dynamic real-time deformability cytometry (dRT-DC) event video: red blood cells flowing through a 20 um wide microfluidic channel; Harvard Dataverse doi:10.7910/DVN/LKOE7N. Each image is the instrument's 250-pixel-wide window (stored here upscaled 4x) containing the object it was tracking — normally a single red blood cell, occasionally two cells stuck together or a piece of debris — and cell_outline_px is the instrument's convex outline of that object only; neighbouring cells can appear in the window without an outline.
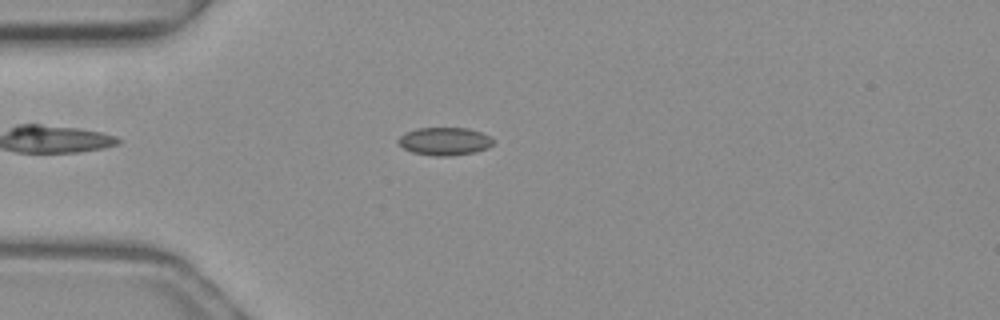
{"species": "common noctule bat (a hibernating species)", "species_latin": "Nyctalus noctula", "temperature_condition": "warm", "stored_images_in_passage": 18, "camera_frame_rate_fps": 3000, "um_per_image_px": 0.085, "animal": {"sex": "female", "body_mass_g": 19.3, "forearm_length_mm": 54.1}, "frame": {"image": 1, "passage_image": 9, "time_ms": 2.667, "image_size_px": [1000, 320], "cell_outline_px": [[496, 140], [488, 148], [476, 152], [452, 156], [432, 156], [412, 152], [404, 148], [396, 140], [404, 132], [416, 128], [468, 128], [480, 132]], "centroid_in_image_um": [37.79, 12.01], "position_along_channel_um": 47.2, "area_um2": 15.61}}
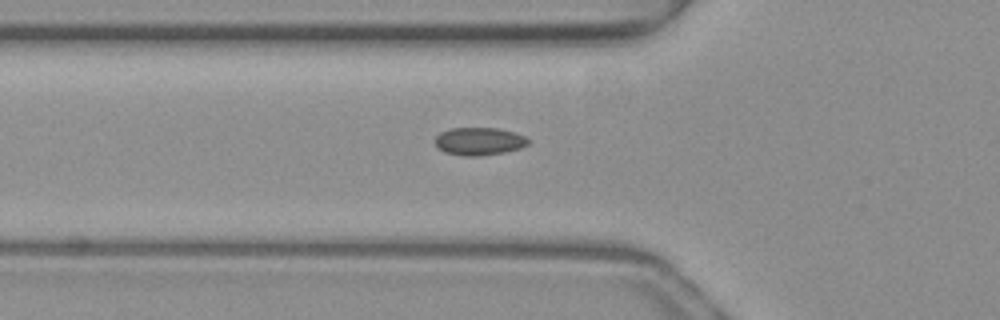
{"frame": {"image": 2, "passage_image": 13, "time_ms": 4.0, "image_size_px": [1000, 320], "cell_outline_px": [[528, 144], [520, 148], [504, 152], [480, 156], [464, 156], [444, 152], [436, 148], [436, 136], [440, 132], [452, 128], [500, 128], [516, 132], [524, 136], [528, 140]], "centroid_in_image_um": [40.72, 12.01], "position_along_channel_um": 85.1, "area_um2": 15.14}}
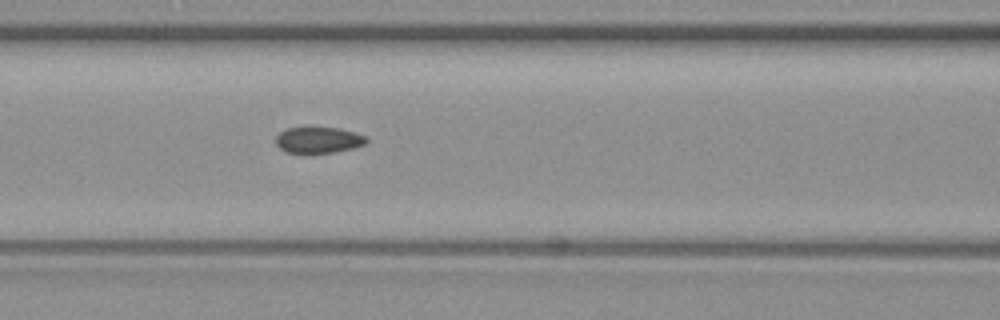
{"frame": {"image": 3, "passage_image": 17, "time_ms": 5.333, "image_size_px": [1000, 320], "cell_outline_px": [[368, 140], [364, 144], [352, 148], [332, 152], [284, 152], [276, 144], [276, 136], [280, 132], [288, 128], [340, 128], [368, 136]], "centroid_in_image_um": [27.08, 11.89], "position_along_channel_um": 139.5, "area_um2": 13.53}}